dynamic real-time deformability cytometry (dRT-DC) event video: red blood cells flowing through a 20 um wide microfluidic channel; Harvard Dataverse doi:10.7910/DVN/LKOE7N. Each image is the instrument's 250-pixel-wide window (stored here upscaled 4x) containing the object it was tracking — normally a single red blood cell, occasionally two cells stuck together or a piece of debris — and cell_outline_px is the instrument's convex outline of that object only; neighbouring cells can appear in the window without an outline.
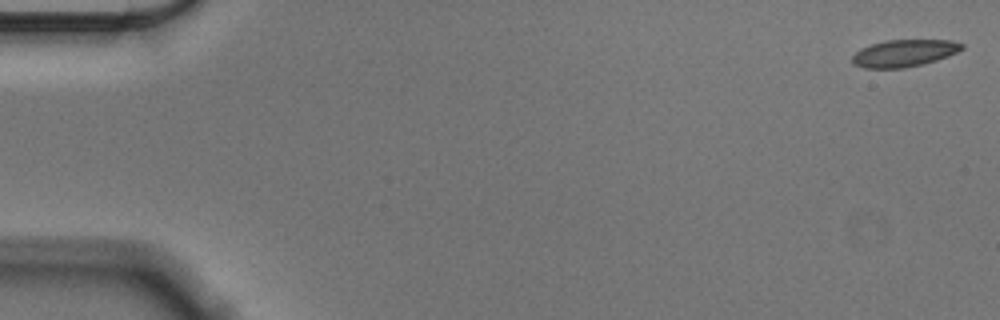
{"species": "Egyptian fruit bat (a non-hibernating species)", "species_latin": "Rousettus aegyptiacus", "temperature_condition": "cold", "stored_images_in_passage": 56, "camera_frame_rate_fps": 3000, "um_per_image_px": 0.085, "animal": {"sex": "male"}, "frame": {"image": 1, "passage_image": 1, "time_ms": 0.0, "image_size_px": [1000, 320], "cell_outline_px": [[964, 48], [948, 56], [924, 64], [904, 68], [864, 68], [852, 64], [852, 56], [860, 48], [872, 44], [888, 40], [952, 40], [964, 44]], "centroid_in_image_um": [76.84, 4.52], "position_along_channel_um": 8.2, "area_um2": 17.34}}
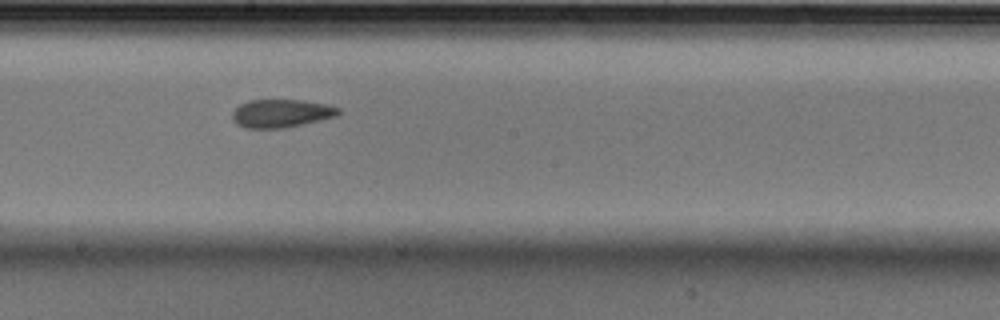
{"frame": {"image": 2, "passage_image": 31, "time_ms": 10.0, "image_size_px": [1000, 320], "cell_outline_px": [[340, 112], [336, 116], [320, 120], [284, 128], [244, 128], [236, 124], [232, 120], [232, 112], [240, 104], [248, 100], [304, 100], [328, 104], [340, 108]], "centroid_in_image_um": [23.89, 9.63], "position_along_channel_um": 224.3, "area_um2": 17.51}}
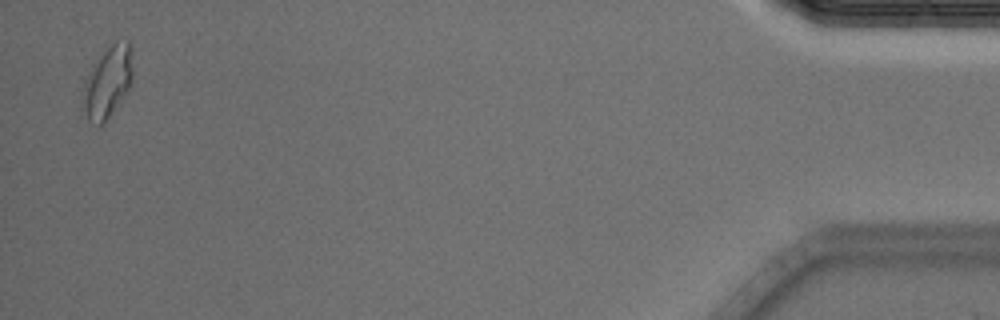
{"frame": {"image": 3, "passage_image": 55, "time_ms": 18.0, "image_size_px": [1000, 320], "cell_outline_px": [[132, 84], [128, 92], [104, 124], [96, 124], [88, 120], [80, 112], [80, 108], [84, 80], [88, 72], [100, 56], [116, 40], [128, 40], [132, 68]], "centroid_in_image_um": [9.11, 7.06], "position_along_channel_um": 426.1, "area_um2": 21.15}, "authors_computed_cell_mechanics": {"area_um2": 17.7446, "velocity_mm_per_s": 3.5759, "shape_relaxation_time_tau1_ms": null, "shape_relaxation_time_tau2_ms": 1.5354, "deformation_change_tau1": null, "deformation_change_tau2": 0.0617}}